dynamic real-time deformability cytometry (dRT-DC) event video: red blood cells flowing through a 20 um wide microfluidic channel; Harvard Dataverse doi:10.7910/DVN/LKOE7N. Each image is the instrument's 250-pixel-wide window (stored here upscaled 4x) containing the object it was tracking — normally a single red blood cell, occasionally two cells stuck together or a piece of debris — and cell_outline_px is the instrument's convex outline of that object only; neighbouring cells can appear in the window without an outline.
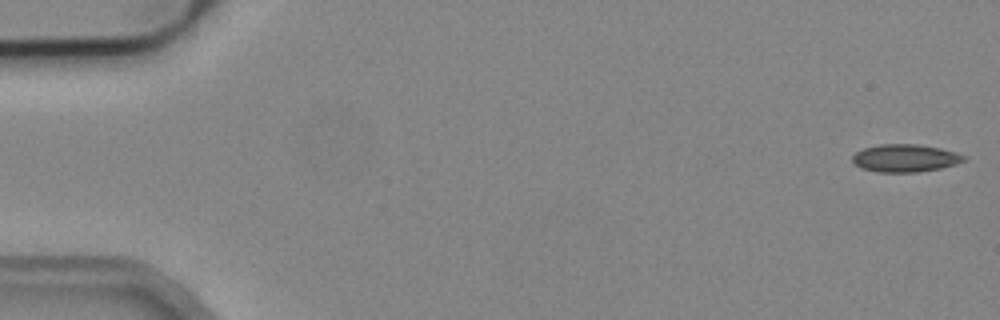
{"species": "common noctule bat (a hibernating species)", "species_latin": "Nyctalus noctula", "temperature_condition": "cold", "stored_images_in_passage": 6, "camera_frame_rate_fps": 3000, "um_per_image_px": 0.085, "animal": {"sex": "male", "body_mass_g": 19.2, "forearm_length_mm": 51.8}, "frame": {"image": 1, "passage_image": 1, "time_ms": 0.0, "image_size_px": [1000, 320], "cell_outline_px": [[968, 160], [956, 164], [940, 168], [916, 172], [876, 172], [860, 168], [852, 160], [852, 156], [856, 152], [864, 148], [880, 144], [916, 144], [940, 148], [956, 152], [968, 156]], "centroid_in_image_um": [76.97, 13.44], "position_along_channel_um": 8.0, "area_um2": 18.09}}
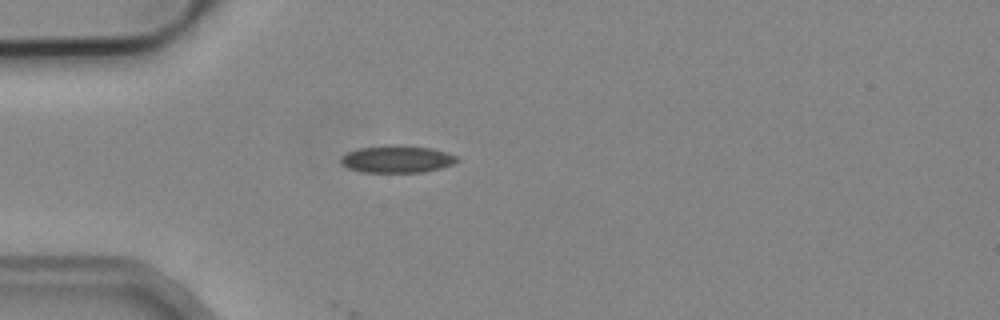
{"frame": {"image": 2, "passage_image": 5, "time_ms": 4.667, "image_size_px": [1000, 320], "cell_outline_px": [[460, 160], [452, 164], [440, 168], [424, 172], [364, 172], [348, 168], [340, 164], [340, 156], [356, 148], [388, 144], [396, 144], [432, 148], [456, 156]], "centroid_in_image_um": [33.69, 13.51], "position_along_channel_um": 51.3, "area_um2": 18.67}}